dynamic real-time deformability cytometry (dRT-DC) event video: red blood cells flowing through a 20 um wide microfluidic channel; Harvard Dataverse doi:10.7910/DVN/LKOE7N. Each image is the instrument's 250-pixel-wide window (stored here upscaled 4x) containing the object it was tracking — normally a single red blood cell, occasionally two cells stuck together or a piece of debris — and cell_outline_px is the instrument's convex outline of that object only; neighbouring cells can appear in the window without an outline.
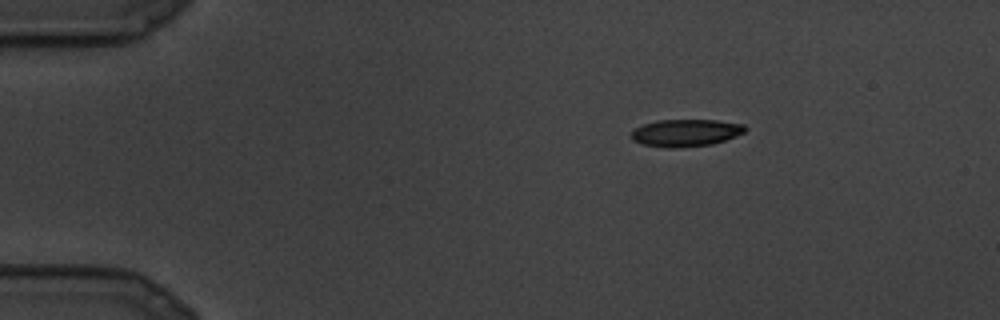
{"species": "common noctule bat (a hibernating species)", "species_latin": "Nyctalus noctula", "temperature_condition": "cold", "stored_images_in_passage": 19, "camera_frame_rate_fps": 3000, "um_per_image_px": 0.085, "animal": {"sex": "male", "body_mass_g": 19.5, "forearm_length_mm": 54.6}, "frame": {"image": 1, "passage_image": 4, "time_ms": 1.0, "image_size_px": [1000, 320], "cell_outline_px": [[748, 128], [744, 132], [736, 136], [712, 144], [680, 148], [664, 148], [644, 144], [632, 140], [632, 132], [636, 128], [644, 124], [656, 120], [716, 120], [744, 124]], "centroid_in_image_um": [58.31, 11.29], "position_along_channel_um": 26.7, "area_um2": 18.09}}
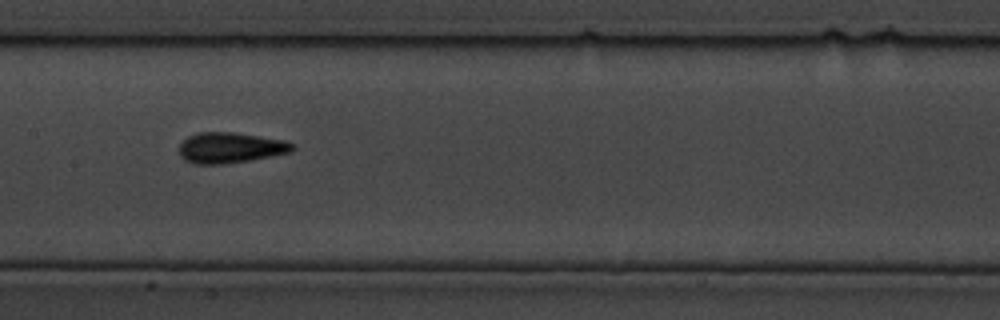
{"frame": {"image": 2, "passage_image": 13, "time_ms": 4.0, "image_size_px": [1000, 320], "cell_outline_px": [[296, 148], [292, 152], [272, 156], [224, 164], [196, 164], [184, 160], [180, 156], [180, 144], [188, 136], [200, 132], [232, 132], [260, 136], [284, 140], [292, 144]], "centroid_in_image_um": [19.58, 12.56], "position_along_channel_um": 187.8, "area_um2": 20.17}}
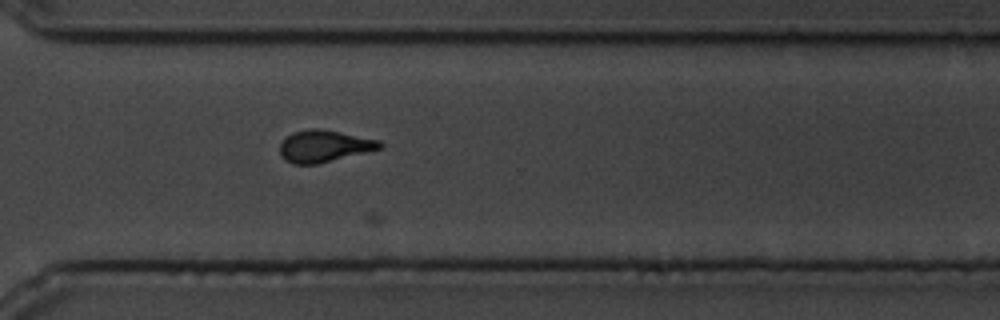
{"frame": {"image": 3, "passage_image": 19, "time_ms": 6.0, "image_size_px": [1000, 320], "cell_outline_px": [[384, 148], [316, 164], [292, 164], [284, 160], [280, 156], [280, 144], [292, 132], [312, 128], [320, 128], [380, 140], [384, 144]], "centroid_in_image_um": [27.56, 12.42], "position_along_channel_um": 343.0, "area_um2": 18.67}}